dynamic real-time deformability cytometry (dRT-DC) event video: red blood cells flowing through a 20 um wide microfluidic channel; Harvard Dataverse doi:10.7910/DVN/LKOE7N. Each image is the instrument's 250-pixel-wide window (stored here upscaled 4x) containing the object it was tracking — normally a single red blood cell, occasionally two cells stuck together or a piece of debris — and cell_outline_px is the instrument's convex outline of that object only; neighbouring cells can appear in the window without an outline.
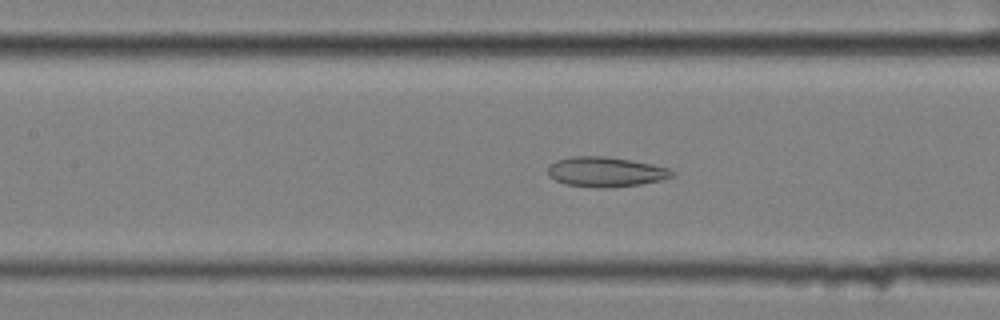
{"species": "common noctule bat (a hibernating species)", "species_latin": "Nyctalus noctula", "temperature_condition": "cold", "stored_images_in_passage": 57, "camera_frame_rate_fps": 3000, "um_per_image_px": 0.085, "animal": {"sex": "female", "body_mass_g": 25.1}, "frame": {"image": 1, "passage_image": 26, "time_ms": 8.333, "image_size_px": [1000, 320], "cell_outline_px": [[676, 172], [672, 176], [660, 180], [640, 184], [608, 188], [596, 188], [564, 184], [548, 176], [548, 164], [556, 160], [572, 156], [604, 156], [652, 164], [668, 168]], "centroid_in_image_um": [51.43, 14.61], "position_along_channel_um": 156.0, "area_um2": 21.68}}
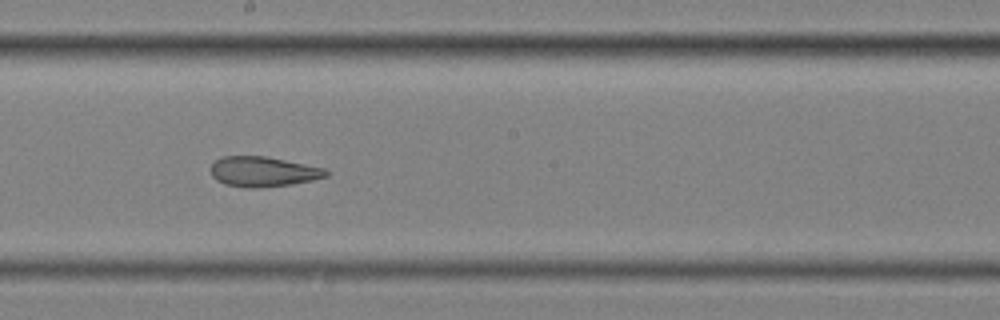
{"frame": {"image": 2, "passage_image": 32, "time_ms": 10.333, "image_size_px": [1000, 320], "cell_outline_px": [[332, 172], [328, 176], [312, 180], [292, 184], [256, 188], [248, 188], [224, 184], [216, 180], [212, 176], [212, 164], [216, 160], [224, 156], [264, 156], [324, 168]], "centroid_in_image_um": [22.38, 14.6], "position_along_channel_um": 225.8, "area_um2": 20.11}}
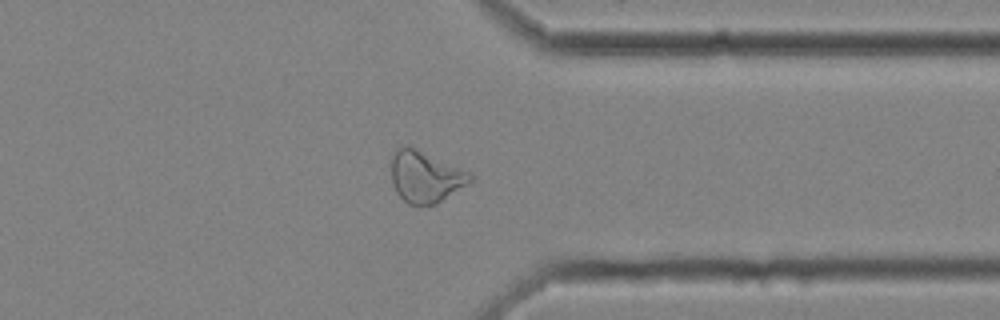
{"frame": {"image": 3, "passage_image": 45, "time_ms": 14.667, "image_size_px": [1000, 320], "cell_outline_px": [[472, 180], [436, 204], [420, 208], [408, 204], [396, 192], [392, 184], [392, 156], [396, 148], [408, 144], [472, 172]], "centroid_in_image_um": [36.14, 15.02], "position_along_channel_um": 375.3, "area_um2": 24.1}, "authors_computed_cell_mechanics": {"area_um2": 26.299, "velocity_mm_per_s": 3.5039, "shape_relaxation_time_tau1_ms": null, "shape_relaxation_time_tau2_ms": 2.6788, "deformation_change_tau1": null, "deformation_change_tau2": 0.1054}}